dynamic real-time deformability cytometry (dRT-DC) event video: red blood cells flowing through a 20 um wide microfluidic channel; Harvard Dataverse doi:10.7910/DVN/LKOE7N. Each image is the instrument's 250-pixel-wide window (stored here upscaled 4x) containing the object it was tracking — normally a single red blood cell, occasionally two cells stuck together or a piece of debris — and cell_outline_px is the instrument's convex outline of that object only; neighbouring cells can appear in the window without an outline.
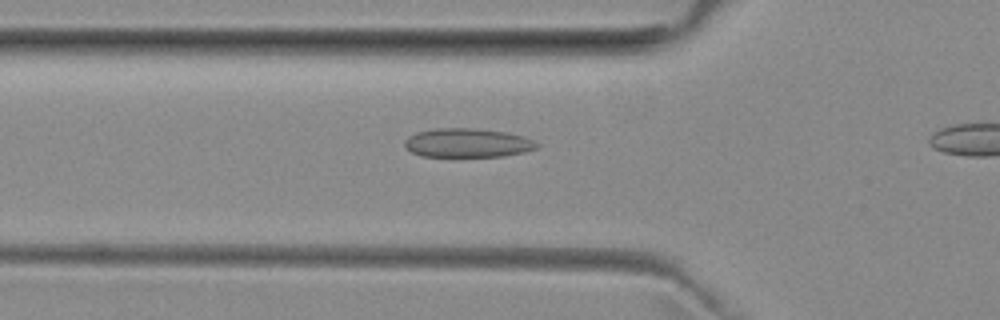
{"species": "common noctule bat (a hibernating species)", "species_latin": "Nyctalus noctula", "temperature_condition": "room temperature", "stored_images_in_passage": 14, "camera_frame_rate_fps": 3000, "um_per_image_px": 0.085, "animal": {"sex": "female", "body_mass_g": 29.2, "forearm_length_mm": 56.3}, "frame": {"image": 1, "passage_image": 12, "time_ms": 3.667, "image_size_px": [1000, 320], "cell_outline_px": [[540, 144], [536, 148], [524, 152], [504, 156], [420, 156], [412, 152], [404, 144], [404, 140], [408, 136], [416, 132], [432, 128], [476, 128], [504, 132], [524, 136]], "centroid_in_image_um": [39.72, 12.13], "position_along_channel_um": 86.1, "area_um2": 22.31}}